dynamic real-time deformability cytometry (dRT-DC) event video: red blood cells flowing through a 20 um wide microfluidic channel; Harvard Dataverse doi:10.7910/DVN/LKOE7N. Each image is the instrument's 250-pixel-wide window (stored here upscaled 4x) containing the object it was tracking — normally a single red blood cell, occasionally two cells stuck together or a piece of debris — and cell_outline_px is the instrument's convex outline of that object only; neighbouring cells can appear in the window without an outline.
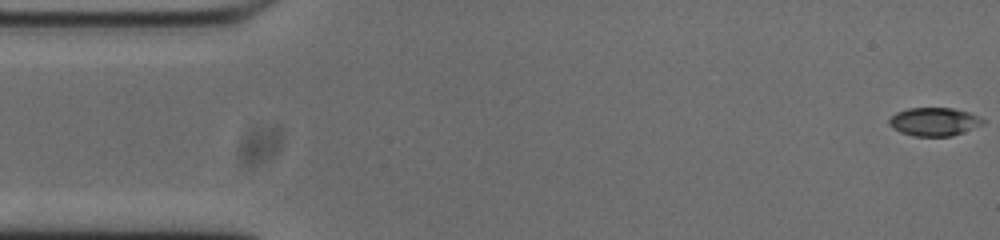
{"species": "common noctule bat (a hibernating species)", "species_latin": "Nyctalus noctula", "temperature_condition": "cold", "stored_images_in_passage": 53, "camera_frame_rate_fps": 3000, "um_per_image_px": 0.085, "animal": {"sex": "male", "body_mass_g": 20.0, "forearm_length_mm": 53.3}, "frame": {"image": 1, "passage_image": 1, "time_ms": 0.0, "image_size_px": [1000, 240], "cell_outline_px": [[984, 124], [964, 132], [952, 136], [912, 136], [900, 132], [892, 128], [888, 124], [888, 120], [896, 112], [908, 108], [952, 108], [968, 112], [980, 116], [984, 120]], "centroid_in_image_um": [79.4, 10.35], "position_along_channel_um": 5.6, "area_um2": 15.61}}
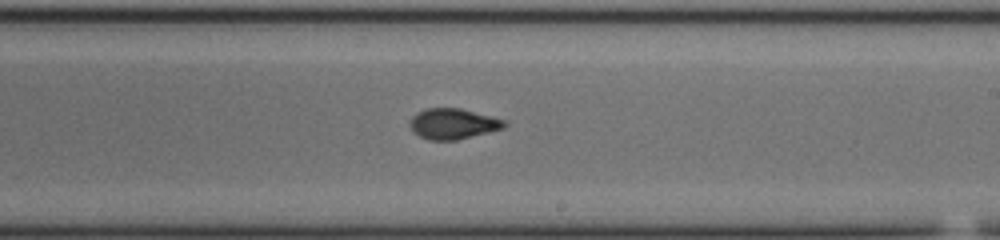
{"frame": {"image": 2, "passage_image": 30, "time_ms": 9.667, "image_size_px": [1000, 240], "cell_outline_px": [[508, 124], [504, 128], [456, 140], [428, 140], [420, 136], [408, 124], [408, 120], [416, 112], [424, 108], [460, 108], [508, 120]], "centroid_in_image_um": [38.51, 10.5], "position_along_channel_um": 250.5, "area_um2": 16.99}}
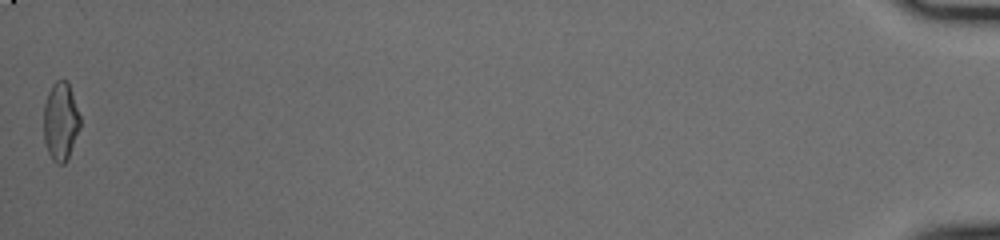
{"frame": {"image": 3, "passage_image": 53, "time_ms": 17.333, "image_size_px": [1000, 240], "cell_outline_px": [[80, 128], [68, 156], [64, 164], [56, 164], [52, 160], [48, 152], [44, 140], [44, 104], [48, 92], [52, 84], [56, 80], [68, 80], [80, 116]], "centroid_in_image_um": [5.15, 10.3], "position_along_channel_um": 430.1, "area_um2": 16.65}, "authors_computed_cell_mechanics": {"area_um2": 16.6464, "velocity_mm_per_s": 3.7939, "shape_relaxation_time_tau1_ms": 5.4997, "shape_relaxation_time_tau2_ms": 1.6792, "deformation_change_tau1": 0.1997, "deformation_change_tau2": 0.0697}}